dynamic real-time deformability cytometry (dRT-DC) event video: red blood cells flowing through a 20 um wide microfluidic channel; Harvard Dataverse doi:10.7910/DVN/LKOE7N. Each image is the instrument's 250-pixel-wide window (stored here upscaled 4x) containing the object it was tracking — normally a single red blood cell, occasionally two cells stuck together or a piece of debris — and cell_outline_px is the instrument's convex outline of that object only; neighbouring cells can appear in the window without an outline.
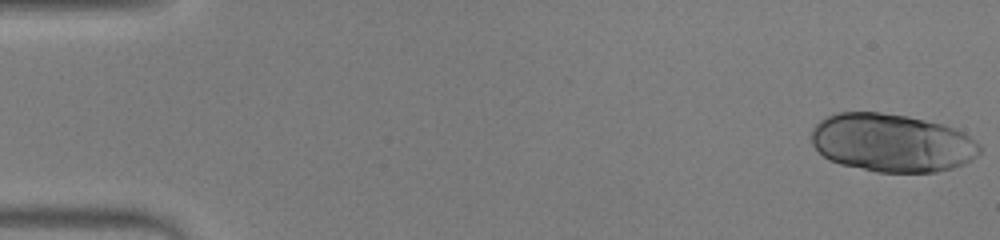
{"species": "human", "species_latin": "Homo sapiens", "temperature_condition": "warm", "stored_images_in_passage": 27, "camera_frame_rate_fps": 3000, "um_per_image_px": 0.085, "donor": {"sex": "male"}, "frame": {"image": 1, "passage_image": 1, "time_ms": 0.0, "image_size_px": [1000, 240], "cell_outline_px": [[980, 152], [972, 160], [964, 164], [952, 168], [936, 172], [876, 172], [840, 164], [828, 160], [812, 144], [812, 128], [820, 120], [836, 112], [880, 112], [908, 116], [944, 124], [964, 132], [976, 140], [980, 144]], "centroid_in_image_um": [75.83, 12.14], "position_along_channel_um": 9.2, "area_um2": 57.45}}
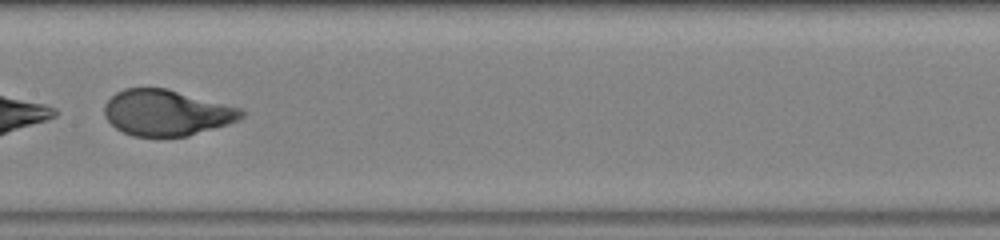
{"frame": {"image": 2, "passage_image": 25, "time_ms": 8.0, "image_size_px": [1000, 240], "cell_outline_px": [[244, 116], [240, 120], [188, 136], [132, 136], [116, 128], [104, 116], [104, 104], [116, 92], [124, 88], [168, 88], [240, 108], [244, 112]], "centroid_in_image_um": [14.14, 9.57], "position_along_channel_um": 193.3, "area_um2": 36.53}}